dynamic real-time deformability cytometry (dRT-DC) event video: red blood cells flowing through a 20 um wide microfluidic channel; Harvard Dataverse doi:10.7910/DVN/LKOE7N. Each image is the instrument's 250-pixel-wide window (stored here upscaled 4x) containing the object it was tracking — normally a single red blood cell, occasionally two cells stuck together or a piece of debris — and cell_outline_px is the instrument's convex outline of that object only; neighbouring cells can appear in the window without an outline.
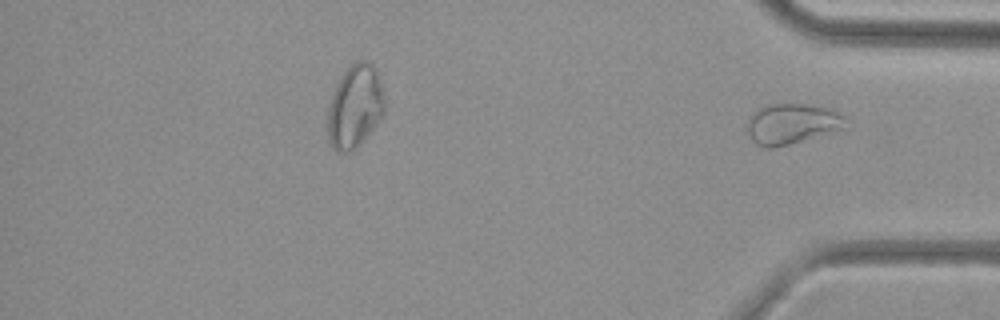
{"species": "common noctule bat (a hibernating species)", "species_latin": "Nyctalus noctula", "temperature_condition": "cold", "stored_images_in_passage": 30, "segment_of_instrument_passage": [2, 2], "camera_frame_rate_fps": 3000, "um_per_image_px": 0.085, "animal": {"sex": "female", "body_mass_g": 29.2, "forearm_length_mm": 56.3}, "frame": {"image": 1, "passage_image": 30, "time_ms": 9.667, "image_size_px": [1000, 320], "cell_outline_px": [[848, 116], [844, 128], [788, 144], [772, 148], [768, 148], [756, 144], [752, 140], [744, 128], [748, 116], [756, 108], [768, 104], [808, 104], [828, 108]], "centroid_in_image_um": [67.25, 10.5], "position_along_channel_um": 368.0, "area_um2": 23.47}}